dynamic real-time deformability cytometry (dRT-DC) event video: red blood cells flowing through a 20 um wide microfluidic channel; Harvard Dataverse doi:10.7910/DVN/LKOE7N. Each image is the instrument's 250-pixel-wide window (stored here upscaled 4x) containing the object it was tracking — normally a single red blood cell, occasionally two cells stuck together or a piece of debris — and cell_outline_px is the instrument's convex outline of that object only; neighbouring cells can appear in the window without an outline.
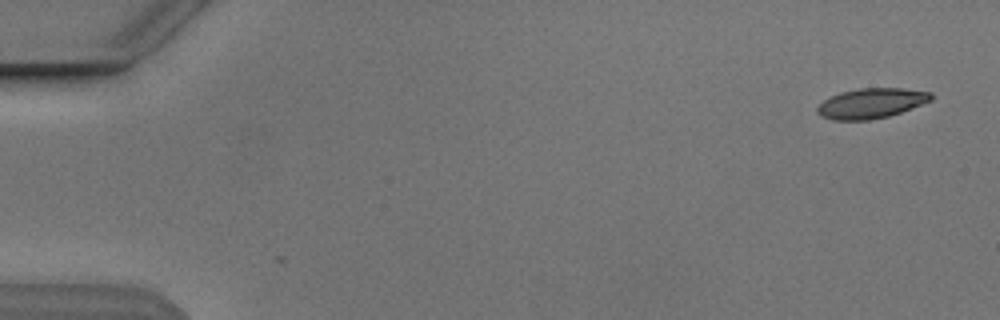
{"species": "Egyptian fruit bat (a non-hibernating species)", "species_latin": "Rousettus aegyptiacus", "temperature_condition": "cold", "stored_images_in_passage": 53, "segment_of_instrument_passage": [1, 2], "camera_frame_rate_fps": 3000, "um_per_image_px": 0.085, "animal": {"sex": "male"}, "frame": {"image": 1, "passage_image": 1, "time_ms": 0.0, "image_size_px": [1000, 320], "cell_outline_px": [[932, 100], [912, 108], [888, 116], [868, 120], [832, 120], [820, 116], [816, 112], [816, 108], [824, 100], [840, 92], [860, 88], [904, 88], [932, 92]], "centroid_in_image_um": [74.05, 8.78], "position_along_channel_um": 11.0, "area_um2": 19.94}}
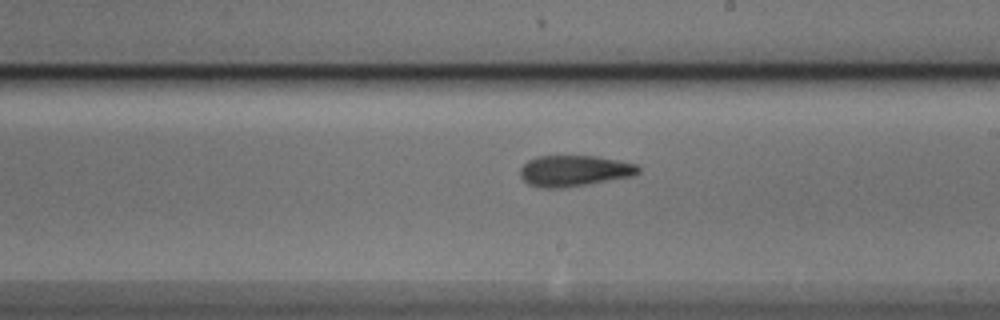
{"frame": {"image": 2, "passage_image": 30, "time_ms": 9.667, "image_size_px": [1000, 320], "cell_outline_px": [[640, 172], [632, 176], [588, 184], [564, 188], [540, 188], [528, 184], [520, 176], [520, 168], [528, 160], [536, 156], [596, 156], [620, 160], [636, 164], [640, 168]], "centroid_in_image_um": [48.8, 14.52], "position_along_channel_um": 240.2, "area_um2": 21.5}}
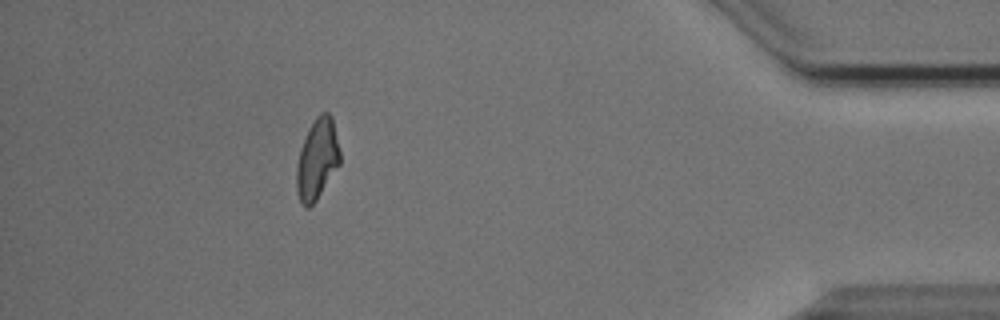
{"frame": {"image": 3, "passage_image": 47, "time_ms": 15.333, "image_size_px": [1000, 320], "cell_outline_px": [[340, 164], [316, 200], [308, 208], [304, 208], [296, 192], [296, 164], [300, 148], [308, 128], [316, 116], [320, 112], [328, 112], [332, 116], [340, 152]], "centroid_in_image_um": [26.94, 13.52], "position_along_channel_um": 408.3, "area_um2": 20.58}}